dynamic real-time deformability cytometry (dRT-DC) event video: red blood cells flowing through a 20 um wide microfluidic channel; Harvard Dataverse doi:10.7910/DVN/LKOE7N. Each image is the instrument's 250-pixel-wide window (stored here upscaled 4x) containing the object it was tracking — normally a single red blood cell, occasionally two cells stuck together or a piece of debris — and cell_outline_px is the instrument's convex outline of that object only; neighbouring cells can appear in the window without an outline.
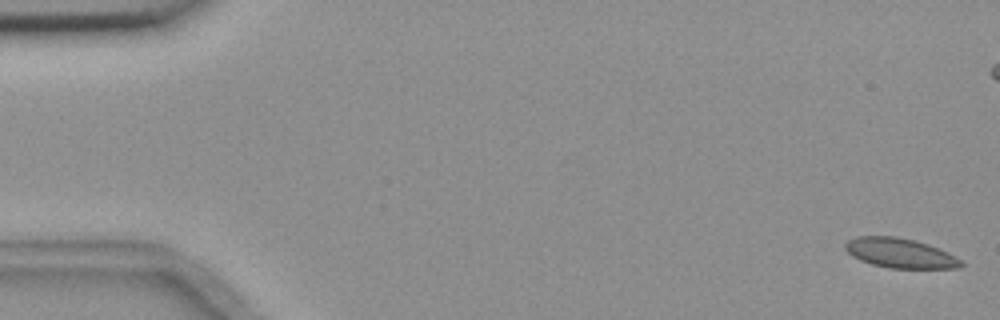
{"species": "common noctule bat (a hibernating species)", "species_latin": "Nyctalus noctula", "temperature_condition": "room temperature", "stored_images_in_passage": 6, "camera_frame_rate_fps": 3000, "um_per_image_px": 0.085, "animal": {"sex": "female", "body_mass_g": 18.4}, "frame": {"image": 1, "passage_image": 1, "time_ms": 0.0, "image_size_px": [1000, 320], "cell_outline_px": [[964, 264], [960, 268], [888, 268], [872, 264], [860, 260], [852, 256], [844, 248], [844, 244], [848, 240], [856, 236], [896, 236], [928, 244], [948, 252], [964, 260]], "centroid_in_image_um": [76.52, 21.51], "position_along_channel_um": 8.5, "area_um2": 20.17}}